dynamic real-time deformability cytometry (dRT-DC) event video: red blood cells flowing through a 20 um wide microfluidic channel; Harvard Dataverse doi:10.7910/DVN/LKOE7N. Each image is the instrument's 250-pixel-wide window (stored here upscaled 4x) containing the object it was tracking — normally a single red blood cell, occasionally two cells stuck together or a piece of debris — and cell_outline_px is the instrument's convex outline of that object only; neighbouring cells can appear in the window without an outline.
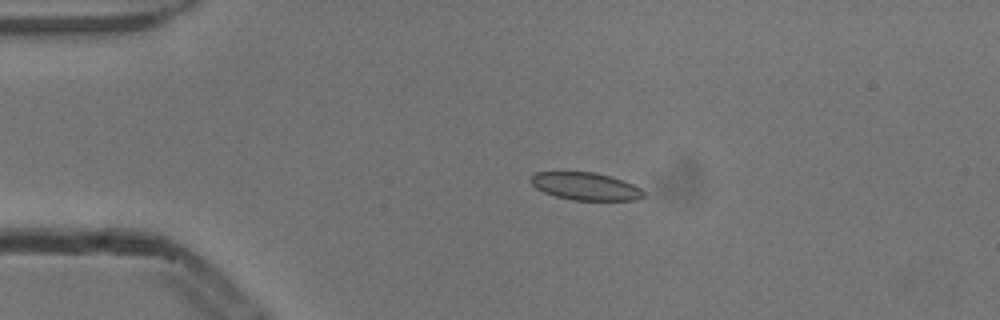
{"species": "common noctule bat (a hibernating species)", "species_latin": "Nyctalus noctula", "temperature_condition": "cold", "stored_images_in_passage": 3, "camera_frame_rate_fps": 3000, "um_per_image_px": 0.085, "animal": {"sex": "male", "body_mass_g": 13.3}, "frame": {"image": 1, "passage_image": 2, "time_ms": 0.333, "image_size_px": [1000, 320], "cell_outline_px": [[644, 196], [636, 200], [572, 200], [556, 196], [544, 192], [536, 188], [532, 184], [532, 176], [536, 172], [596, 172], [624, 180], [640, 188], [644, 192]], "centroid_in_image_um": [49.8, 15.83], "position_along_channel_um": 35.2, "area_um2": 18.03}}